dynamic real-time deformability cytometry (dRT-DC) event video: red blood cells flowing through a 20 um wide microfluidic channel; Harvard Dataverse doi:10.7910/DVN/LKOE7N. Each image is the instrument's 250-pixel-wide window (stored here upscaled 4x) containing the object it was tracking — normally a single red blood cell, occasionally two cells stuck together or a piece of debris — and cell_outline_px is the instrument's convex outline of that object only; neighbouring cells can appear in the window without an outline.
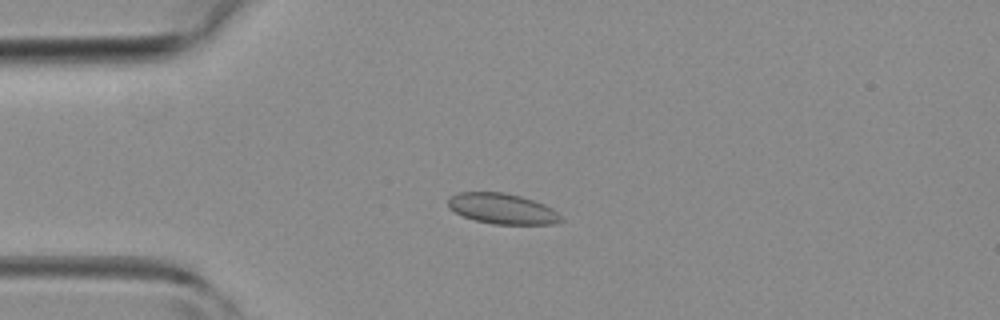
{"species": "common noctule bat (a hibernating species)", "species_latin": "Nyctalus noctula", "temperature_condition": "room temperature", "stored_images_in_passage": 45, "camera_frame_rate_fps": 3000, "um_per_image_px": 0.085, "animal": {"sex": "female", "body_mass_g": 19.3, "forearm_length_mm": 54.1}, "frame": {"image": 1, "passage_image": 10, "time_ms": 3.0, "image_size_px": [1000, 320], "cell_outline_px": [[564, 220], [552, 224], [492, 224], [476, 220], [464, 216], [448, 208], [448, 196], [460, 192], [504, 192], [520, 196], [544, 204], [552, 208]], "centroid_in_image_um": [42.67, 17.73], "position_along_channel_um": 42.3, "area_um2": 20.0}}
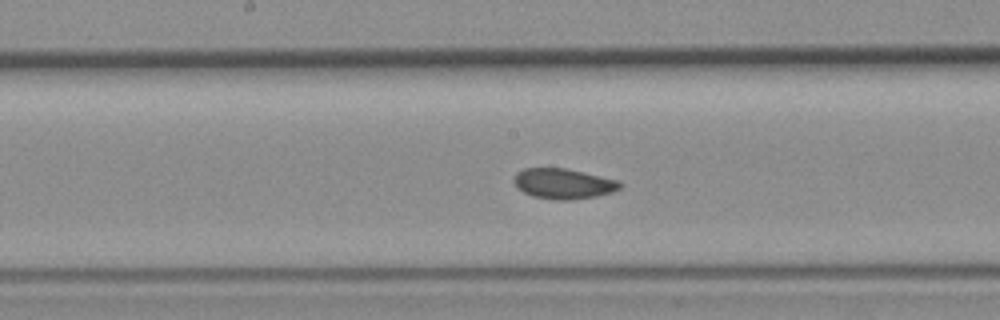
{"frame": {"image": 2, "passage_image": 22, "time_ms": 7.0, "image_size_px": [1000, 320], "cell_outline_px": [[624, 184], [620, 188], [612, 192], [596, 196], [572, 200], [556, 200], [532, 196], [516, 188], [512, 180], [516, 172], [524, 168], [568, 168], [620, 180]], "centroid_in_image_um": [47.89, 15.6], "position_along_channel_um": 200.3, "area_um2": 19.13}}
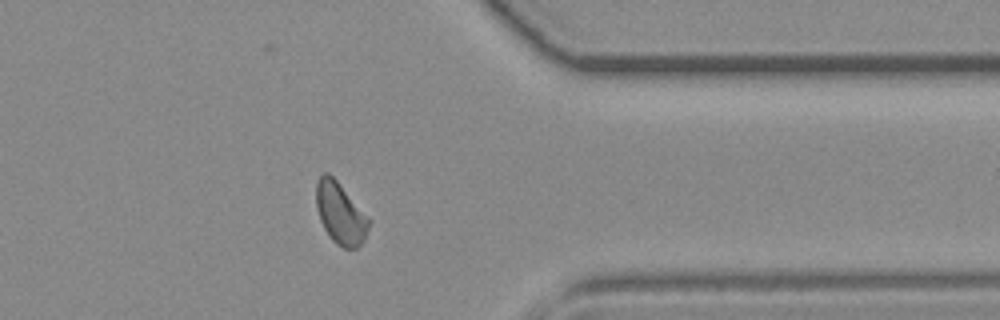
{"frame": {"image": 3, "passage_image": 35, "time_ms": 11.333, "image_size_px": [1000, 320], "cell_outline_px": [[372, 220], [364, 240], [356, 248], [344, 248], [336, 244], [332, 240], [324, 228], [320, 220], [316, 208], [316, 180], [324, 172], [328, 172], [336, 180]], "centroid_in_image_um": [28.93, 18.13], "position_along_channel_um": 382.5, "area_um2": 18.96}}